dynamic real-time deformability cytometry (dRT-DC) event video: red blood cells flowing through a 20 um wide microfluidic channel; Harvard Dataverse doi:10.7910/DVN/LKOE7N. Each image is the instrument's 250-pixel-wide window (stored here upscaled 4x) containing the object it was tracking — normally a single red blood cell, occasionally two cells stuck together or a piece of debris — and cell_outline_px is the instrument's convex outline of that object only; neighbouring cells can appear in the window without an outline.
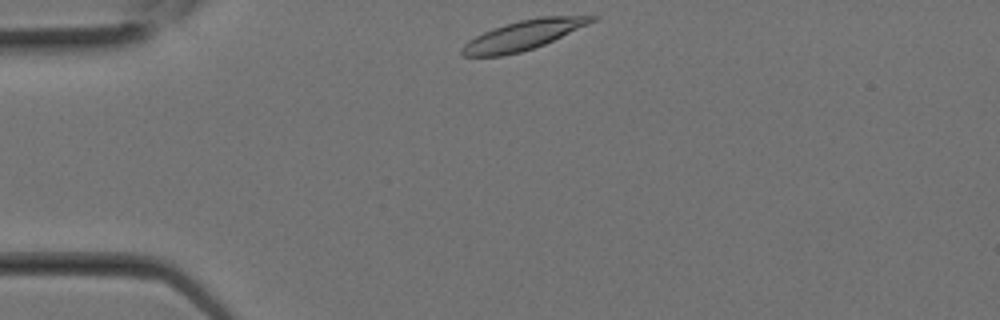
{"species": "Egyptian fruit bat (a non-hibernating species)", "species_latin": "Rousettus aegyptiacus", "temperature_condition": "room temperature", "stored_images_in_passage": 11, "camera_frame_rate_fps": 3000, "um_per_image_px": 0.085, "animal": {"sex": "female"}, "frame": {"image": 1, "passage_image": 1, "time_ms": 0.0, "image_size_px": [1000, 320], "cell_outline_px": [[596, 20], [588, 24], [544, 44], [520, 52], [504, 56], [464, 56], [460, 52], [460, 48], [468, 40], [492, 28], [504, 24], [520, 20], [540, 16], [596, 16]], "centroid_in_image_um": [44.42, 2.99], "position_along_channel_um": 40.6, "area_um2": 22.08}}
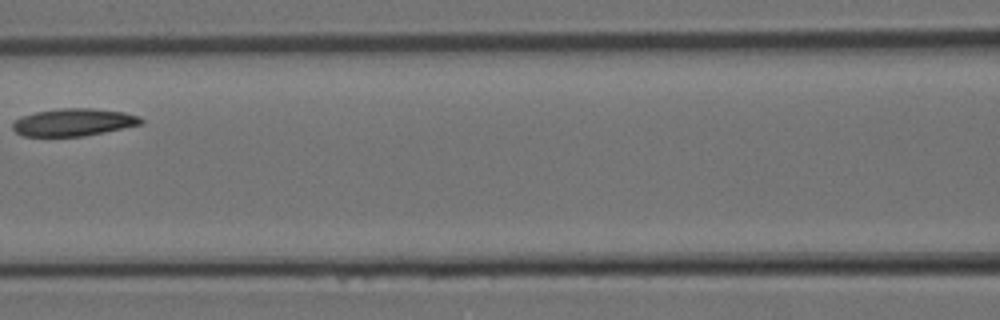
{"frame": {"image": 2, "passage_image": 7, "time_ms": 2.0, "image_size_px": [1000, 320], "cell_outline_px": [[144, 124], [84, 136], [24, 136], [16, 132], [12, 128], [12, 124], [20, 116], [36, 112], [60, 108], [92, 108], [124, 112], [140, 116], [144, 120]], "centroid_in_image_um": [6.28, 10.39], "position_along_channel_um": 160.3, "area_um2": 20.63}}
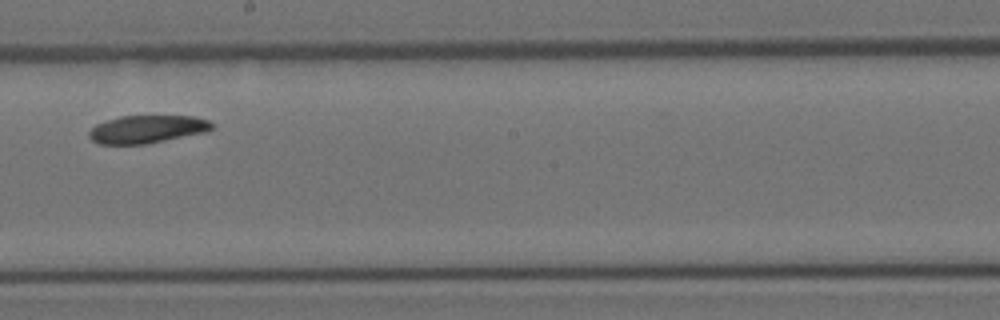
{"frame": {"image": 3, "passage_image": 10, "time_ms": 3.0, "image_size_px": [1000, 320], "cell_outline_px": [[212, 128], [204, 132], [144, 144], [100, 144], [92, 140], [88, 136], [88, 132], [96, 124], [104, 120], [120, 116], [196, 116], [208, 120], [212, 124]], "centroid_in_image_um": [12.44, 10.97], "position_along_channel_um": 235.8, "area_um2": 19.77}}